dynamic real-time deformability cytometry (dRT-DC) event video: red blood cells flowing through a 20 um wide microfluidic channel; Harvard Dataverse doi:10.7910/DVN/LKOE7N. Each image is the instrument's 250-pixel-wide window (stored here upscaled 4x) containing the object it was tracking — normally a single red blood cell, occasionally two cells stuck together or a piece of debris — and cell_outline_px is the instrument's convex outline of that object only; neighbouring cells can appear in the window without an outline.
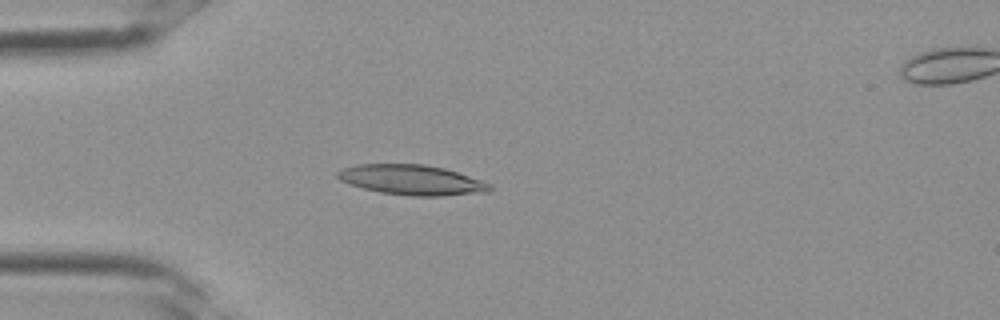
{"species": "Egyptian fruit bat (a non-hibernating species)", "species_latin": "Rousettus aegyptiacus", "temperature_condition": "room temperature", "stored_images_in_passage": 4, "camera_frame_rate_fps": 3000, "um_per_image_px": 0.085, "frame": {"image": 1, "passage_image": 3, "time_ms": 0.667, "image_size_px": [1000, 320], "cell_outline_px": [[492, 188], [488, 192], [444, 196], [412, 196], [380, 192], [348, 184], [340, 180], [336, 176], [336, 172], [340, 168], [356, 164], [424, 164], [444, 168], [492, 184]], "centroid_in_image_um": [34.96, 15.29], "position_along_channel_um": 50.0, "area_um2": 26.76}}